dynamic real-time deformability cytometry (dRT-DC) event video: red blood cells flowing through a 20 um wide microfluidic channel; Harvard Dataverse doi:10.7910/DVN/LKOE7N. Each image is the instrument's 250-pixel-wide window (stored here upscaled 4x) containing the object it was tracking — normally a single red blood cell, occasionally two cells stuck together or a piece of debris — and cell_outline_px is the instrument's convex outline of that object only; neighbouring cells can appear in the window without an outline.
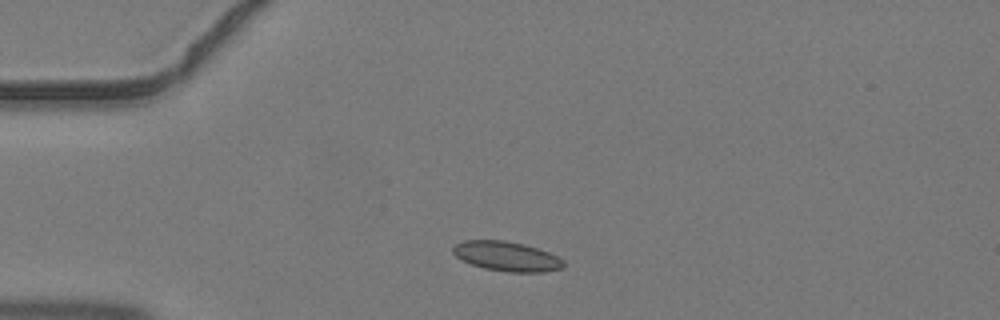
{"species": "common noctule bat (a hibernating species)", "species_latin": "Nyctalus noctula", "temperature_condition": "warm", "stored_images_in_passage": 2, "camera_frame_rate_fps": 3000, "um_per_image_px": 0.085, "animal": {"sex": "male", "body_mass_g": 19.2, "forearm_length_mm": 51.8}, "frame": {"image": 1, "passage_image": 1, "time_ms": 0.0, "image_size_px": [1000, 320], "cell_outline_px": [[564, 268], [544, 272], [508, 272], [484, 268], [460, 260], [452, 252], [452, 248], [456, 244], [464, 240], [504, 240], [524, 244], [548, 252], [564, 260]], "centroid_in_image_um": [43.06, 21.79], "position_along_channel_um": 41.9, "area_um2": 19.13}}
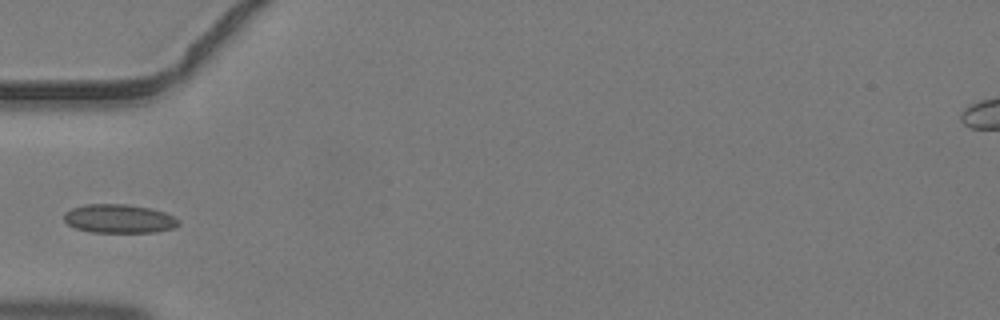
{"frame": {"image": 2, "passage_image": 2, "time_ms": 0.333, "image_size_px": [1000, 320], "cell_outline_px": [[180, 224], [172, 228], [156, 232], [92, 232], [76, 228], [68, 224], [64, 220], [64, 212], [72, 208], [84, 204], [128, 204], [152, 208], [164, 212], [180, 220]], "centroid_in_image_um": [10.12, 18.58], "position_along_channel_um": 74.9, "area_um2": 19.25}}